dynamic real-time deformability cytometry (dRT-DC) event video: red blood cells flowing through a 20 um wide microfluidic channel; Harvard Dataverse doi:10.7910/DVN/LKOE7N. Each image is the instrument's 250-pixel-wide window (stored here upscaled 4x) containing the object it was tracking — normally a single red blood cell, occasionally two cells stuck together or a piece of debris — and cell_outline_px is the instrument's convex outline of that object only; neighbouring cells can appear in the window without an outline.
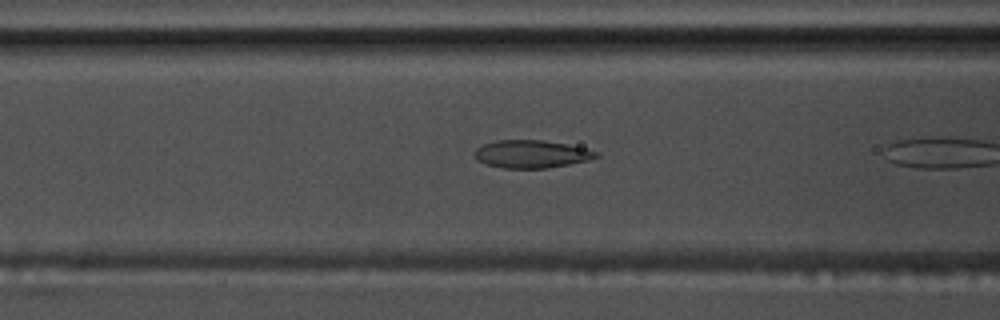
{"species": "common noctule bat (a hibernating species)", "species_latin": "Nyctalus noctula", "temperature_condition": "warm", "stored_images_in_passage": 8, "camera_frame_rate_fps": 3000, "um_per_image_px": 0.085, "animal": {"sex": "male", "body_mass_g": 17.5, "forearm_length_mm": 52.3}, "frame": {"image": 1, "passage_image": 7, "time_ms": 2.0, "image_size_px": [1000, 320], "cell_outline_px": [[600, 156], [588, 160], [548, 168], [504, 168], [488, 164], [476, 160], [476, 148], [484, 144], [496, 140], [540, 140], [568, 144], [584, 148], [596, 152]], "centroid_in_image_um": [45.17, 13.09], "position_along_channel_um": 121.4, "area_um2": 19.42}}